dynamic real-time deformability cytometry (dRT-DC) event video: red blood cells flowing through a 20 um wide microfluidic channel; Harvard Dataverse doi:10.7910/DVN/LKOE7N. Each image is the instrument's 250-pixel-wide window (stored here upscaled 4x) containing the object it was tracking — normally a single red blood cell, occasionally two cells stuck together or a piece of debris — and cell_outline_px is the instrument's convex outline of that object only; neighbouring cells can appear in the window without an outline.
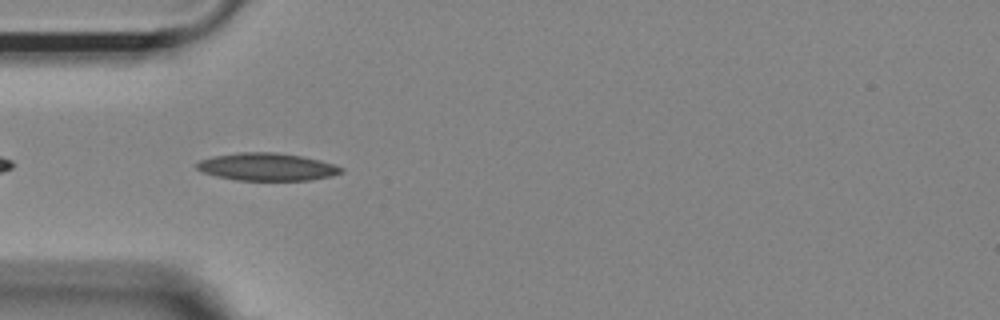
{"species": "Egyptian fruit bat (a non-hibernating species)", "species_latin": "Rousettus aegyptiacus", "temperature_condition": "room temperature", "stored_images_in_passage": 25, "camera_frame_rate_fps": 3000, "um_per_image_px": 0.085, "animal": {"sex": "female"}, "frame": {"image": 1, "passage_image": 3, "time_ms": 0.667, "image_size_px": [1000, 320], "cell_outline_px": [[344, 172], [332, 176], [312, 180], [236, 180], [216, 176], [204, 172], [196, 168], [196, 164], [200, 160], [212, 156], [236, 152], [276, 152], [300, 156], [320, 160], [344, 168]], "centroid_in_image_um": [22.7, 14.18], "position_along_channel_um": 62.3, "area_um2": 23.29}}
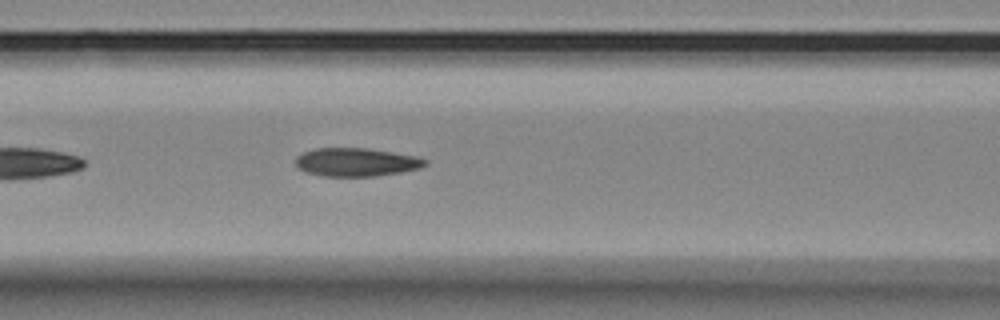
{"frame": {"image": 2, "passage_image": 9, "time_ms": 2.667, "image_size_px": [1000, 320], "cell_outline_px": [[428, 164], [420, 168], [400, 172], [372, 176], [324, 176], [308, 172], [300, 168], [296, 164], [296, 156], [304, 152], [316, 148], [364, 148], [392, 152], [416, 156], [428, 160]], "centroid_in_image_um": [30.31, 13.77], "position_along_channel_um": 136.3, "area_um2": 21.15}}
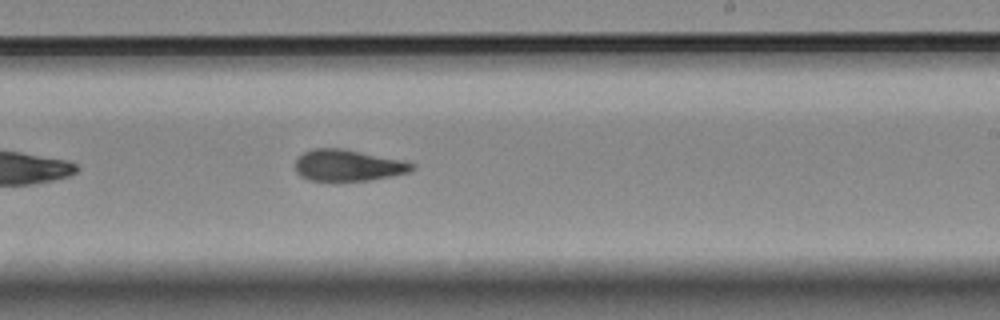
{"frame": {"image": 3, "passage_image": 19, "time_ms": 6.0, "image_size_px": [1000, 320], "cell_outline_px": [[416, 168], [408, 172], [368, 180], [308, 180], [300, 176], [296, 172], [296, 160], [304, 152], [312, 148], [340, 148], [404, 160], [416, 164]], "centroid_in_image_um": [29.58, 14.04], "position_along_channel_um": 259.4, "area_um2": 21.15}}